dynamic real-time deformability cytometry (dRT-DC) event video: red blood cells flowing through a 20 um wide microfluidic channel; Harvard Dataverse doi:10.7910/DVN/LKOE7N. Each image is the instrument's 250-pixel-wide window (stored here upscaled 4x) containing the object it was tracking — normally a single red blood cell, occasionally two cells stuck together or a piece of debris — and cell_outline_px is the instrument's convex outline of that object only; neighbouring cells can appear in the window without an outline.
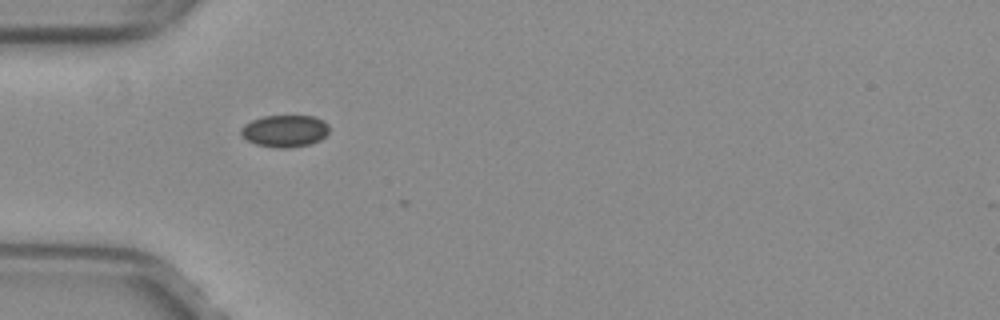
{"species": "common noctule bat (a hibernating species)", "species_latin": "Nyctalus noctula", "temperature_condition": "warm", "stored_images_in_passage": 4, "camera_frame_rate_fps": 3000, "um_per_image_px": 0.085, "animal": {"sex": "female", "body_mass_g": 29.2, "forearm_length_mm": 56.3}, "frame": {"image": 1, "passage_image": 1, "time_ms": 0.0, "image_size_px": [1000, 320], "cell_outline_px": [[328, 132], [320, 140], [308, 144], [288, 148], [276, 148], [256, 144], [240, 136], [240, 128], [244, 124], [252, 120], [264, 116], [312, 116], [324, 120], [328, 124]], "centroid_in_image_um": [24.18, 11.13], "position_along_channel_um": 60.8, "area_um2": 16.47}}